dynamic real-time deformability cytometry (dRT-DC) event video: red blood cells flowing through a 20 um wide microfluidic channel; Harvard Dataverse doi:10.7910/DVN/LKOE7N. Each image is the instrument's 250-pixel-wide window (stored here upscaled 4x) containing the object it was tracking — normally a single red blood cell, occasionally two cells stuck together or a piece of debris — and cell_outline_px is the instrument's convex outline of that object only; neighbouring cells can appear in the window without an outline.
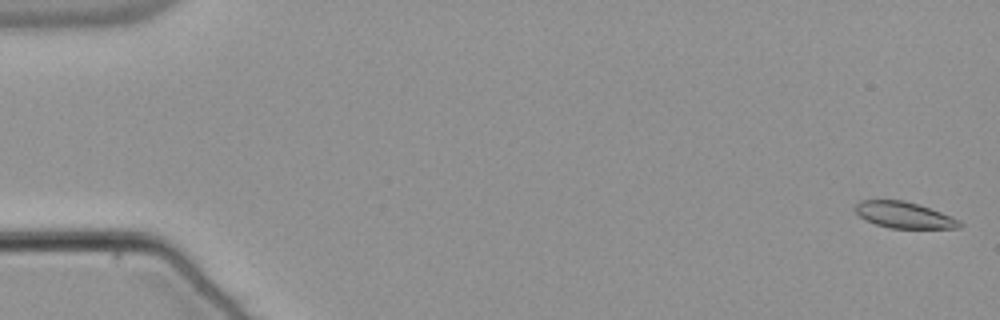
{"species": "common noctule bat (a hibernating species)", "species_latin": "Nyctalus noctula", "temperature_condition": "warm", "stored_images_in_passage": 55, "camera_frame_rate_fps": 3000, "um_per_image_px": 0.085, "animal": {"sex": "male", "body_mass_g": 21.5, "forearm_length_mm": 52.0}, "frame": {"image": 1, "passage_image": 2, "time_ms": 0.333, "image_size_px": [1000, 320], "cell_outline_px": [[964, 224], [960, 228], [888, 228], [864, 220], [856, 212], [856, 204], [860, 200], [904, 200], [920, 204], [952, 216], [960, 220]], "centroid_in_image_um": [76.88, 18.28], "position_along_channel_um": 8.1, "area_um2": 16.13}}
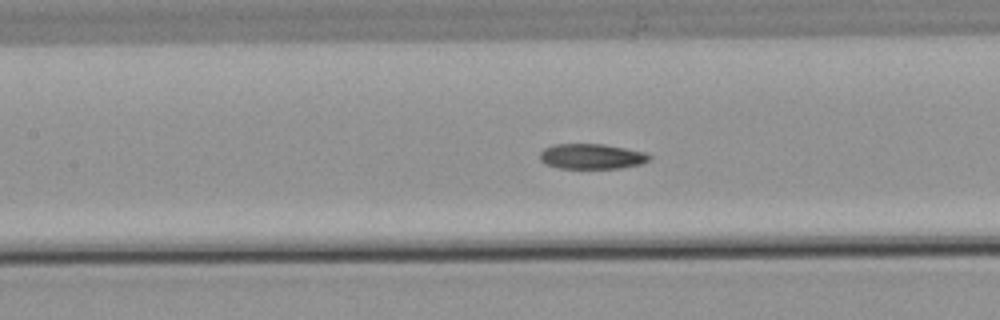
{"frame": {"image": 2, "passage_image": 26, "time_ms": 8.333, "image_size_px": [1000, 320], "cell_outline_px": [[652, 156], [648, 160], [640, 164], [620, 168], [556, 168], [544, 164], [540, 160], [540, 152], [544, 148], [552, 144], [604, 144], [644, 152]], "centroid_in_image_um": [50.23, 13.29], "position_along_channel_um": 157.2, "area_um2": 16.13}}
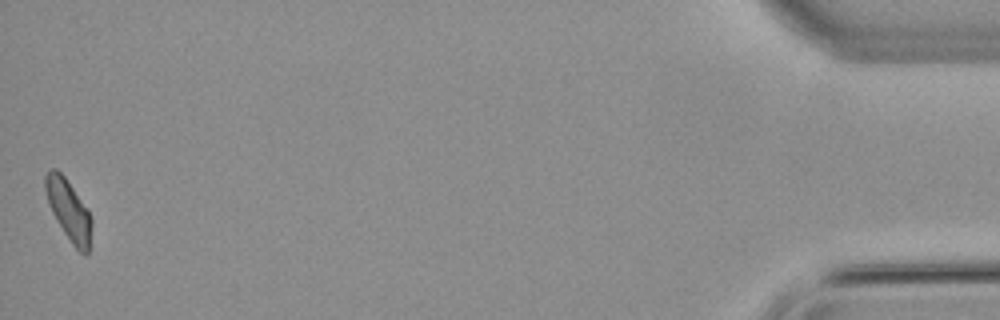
{"frame": {"image": 3, "passage_image": 55, "time_ms": 18.0, "image_size_px": [1000, 320], "cell_outline_px": [[92, 228], [88, 252], [84, 256], [72, 244], [56, 220], [52, 212], [44, 188], [44, 176], [52, 168], [56, 168], [64, 176], [88, 208], [92, 220]], "centroid_in_image_um": [5.85, 17.86], "position_along_channel_um": 429.3, "area_um2": 16.36}, "authors_computed_cell_mechanics": {"area_um2": 16.7042, "velocity_mm_per_s": 3.8109, "shape_relaxation_time_tau1_ms": 11.1518, "shape_relaxation_time_tau2_ms": 5.9822, "deformation_change_tau1": 0.1966, "deformation_change_tau2": 0.1007}}